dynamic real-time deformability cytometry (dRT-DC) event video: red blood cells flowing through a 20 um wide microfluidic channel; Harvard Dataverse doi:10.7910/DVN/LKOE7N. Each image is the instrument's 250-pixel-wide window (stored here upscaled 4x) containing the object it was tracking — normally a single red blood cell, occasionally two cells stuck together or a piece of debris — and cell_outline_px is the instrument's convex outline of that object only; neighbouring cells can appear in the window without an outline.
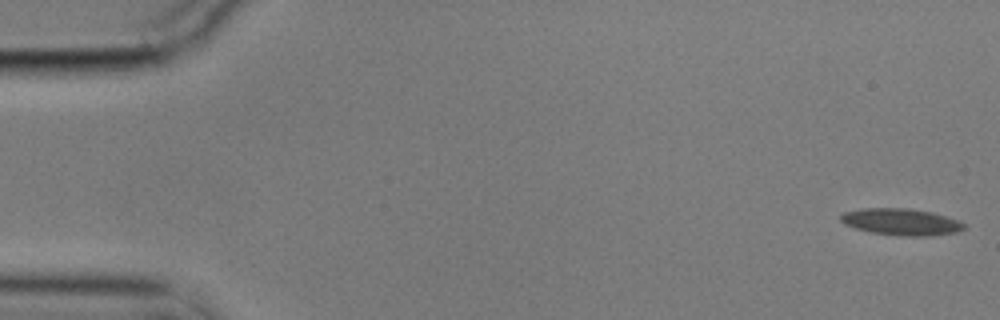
{"species": "common noctule bat (a hibernating species)", "species_latin": "Nyctalus noctula", "temperature_condition": "cold", "stored_images_in_passage": 58, "camera_frame_rate_fps": 3000, "um_per_image_px": 0.085, "animal": {"sex": "male", "body_mass_g": 17.9}, "frame": {"image": 1, "passage_image": 1, "time_ms": 0.0, "image_size_px": [1000, 320], "cell_outline_px": [[968, 228], [956, 232], [932, 236], [900, 236], [872, 232], [856, 228], [844, 224], [840, 220], [840, 216], [844, 212], [864, 208], [908, 208], [932, 212], [960, 220]], "centroid_in_image_um": [76.65, 18.86], "position_along_channel_um": 8.4, "area_um2": 19.31}}
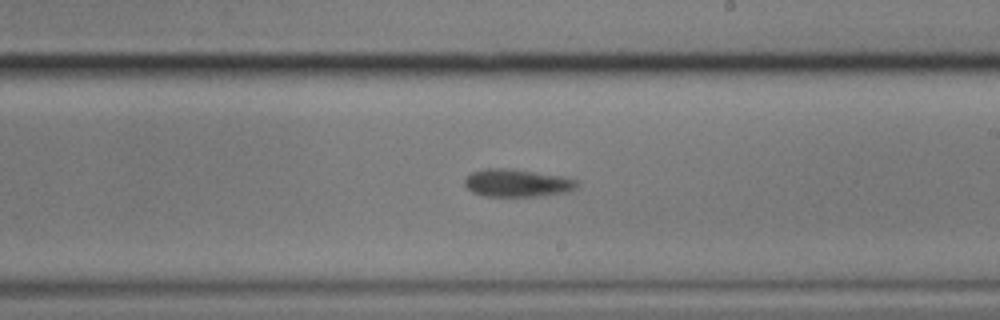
{"frame": {"image": 2, "passage_image": 33, "time_ms": 10.667, "image_size_px": [1000, 320], "cell_outline_px": [[580, 184], [576, 188], [568, 192], [540, 196], [484, 196], [472, 192], [464, 184], [464, 180], [472, 172], [484, 168], [512, 168], [564, 176], [576, 180]], "centroid_in_image_um": [43.98, 15.54], "position_along_channel_um": 245.0, "area_um2": 18.38}}
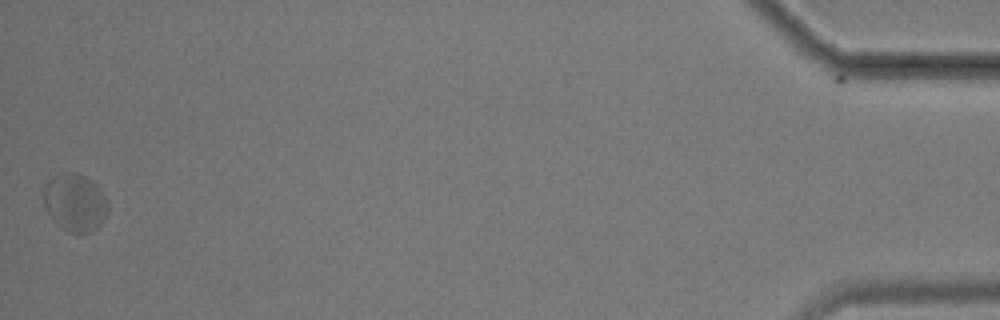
{"frame": {"image": 3, "passage_image": 57, "time_ms": 18.667, "image_size_px": [1000, 320], "cell_outline_px": [[108, 212], [104, 220], [92, 232], [68, 232], [60, 228], [52, 220], [44, 208], [44, 188], [48, 180], [52, 176], [64, 172], [76, 172], [92, 180], [96, 184], [108, 200]], "centroid_in_image_um": [6.37, 17.21], "position_along_channel_um": 428.8, "area_um2": 21.96}, "authors_computed_cell_mechanics": {"area_um2": 18.6405, "velocity_mm_per_s": 3.4645, "shape_relaxation_time_tau1_ms": 4.0447, "shape_relaxation_time_tau2_ms": 4.745, "deformation_change_tau1": 0.0731, "deformation_change_tau2": 0.0657}}